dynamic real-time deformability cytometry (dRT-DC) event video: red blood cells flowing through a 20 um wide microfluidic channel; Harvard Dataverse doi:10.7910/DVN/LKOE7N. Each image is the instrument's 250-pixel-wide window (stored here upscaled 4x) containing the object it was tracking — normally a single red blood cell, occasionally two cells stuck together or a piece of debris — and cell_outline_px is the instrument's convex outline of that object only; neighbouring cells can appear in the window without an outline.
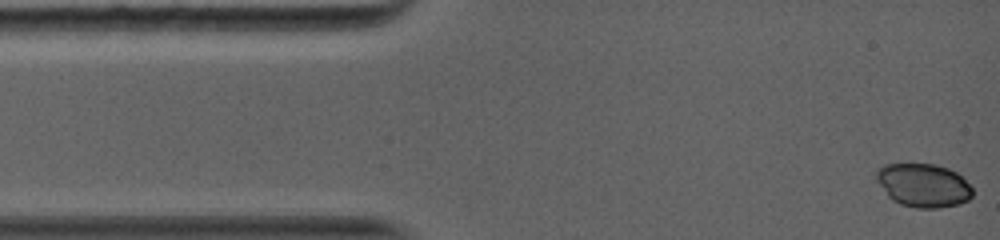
{"species": "common noctule bat (a hibernating species)", "species_latin": "Nyctalus noctula", "temperature_condition": "warm", "stored_images_in_passage": 60, "camera_frame_rate_fps": 5000, "um_per_image_px": 0.085, "animal": {"sex": "female", "body_mass_g": 19.0, "forearm_length_mm": 56.7}, "frame": {"image": 1, "passage_image": 1, "time_ms": 0.0, "image_size_px": [1000, 240], "cell_outline_px": [[972, 196], [968, 200], [960, 204], [936, 208], [916, 208], [900, 204], [892, 200], [888, 196], [876, 180], [876, 168], [884, 164], [936, 164], [948, 168], [956, 172], [972, 188]], "centroid_in_image_um": [78.46, 15.75], "position_along_channel_um": 6.5, "area_um2": 24.45}}
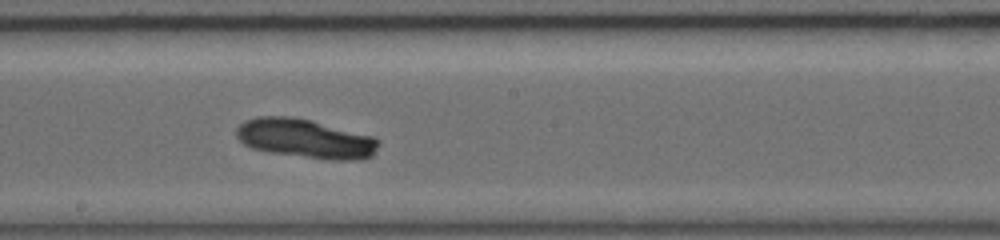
{"frame": {"image": 2, "passage_image": 35, "time_ms": 7.2, "image_size_px": [1000, 240], "cell_outline_px": [[380, 144], [372, 156], [364, 160], [324, 160], [268, 152], [252, 148], [244, 144], [236, 136], [236, 128], [244, 120], [256, 116], [288, 116], [312, 120], [372, 136], [380, 140]], "centroid_in_image_um": [25.96, 11.79], "position_along_channel_um": 222.2, "area_um2": 32.89}}
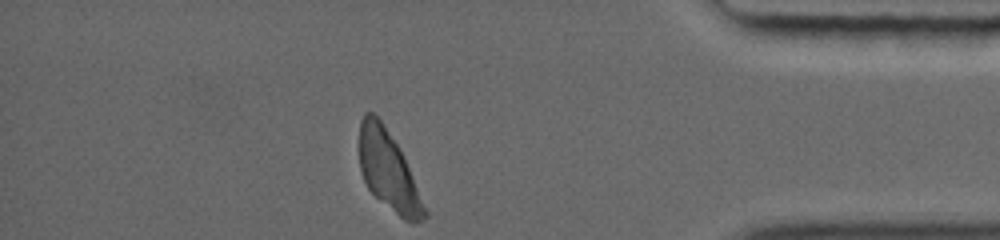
{"frame": {"image": 3, "passage_image": 60, "time_ms": 12.4, "image_size_px": [1000, 240], "cell_outline_px": [[428, 216], [412, 224], [404, 220], [376, 196], [368, 188], [364, 180], [360, 168], [360, 120], [364, 112], [372, 112], [380, 120], [400, 148], [404, 156], [428, 212]], "centroid_in_image_um": [33.03, 14.52], "position_along_channel_um": 402.2, "area_um2": 29.59}}